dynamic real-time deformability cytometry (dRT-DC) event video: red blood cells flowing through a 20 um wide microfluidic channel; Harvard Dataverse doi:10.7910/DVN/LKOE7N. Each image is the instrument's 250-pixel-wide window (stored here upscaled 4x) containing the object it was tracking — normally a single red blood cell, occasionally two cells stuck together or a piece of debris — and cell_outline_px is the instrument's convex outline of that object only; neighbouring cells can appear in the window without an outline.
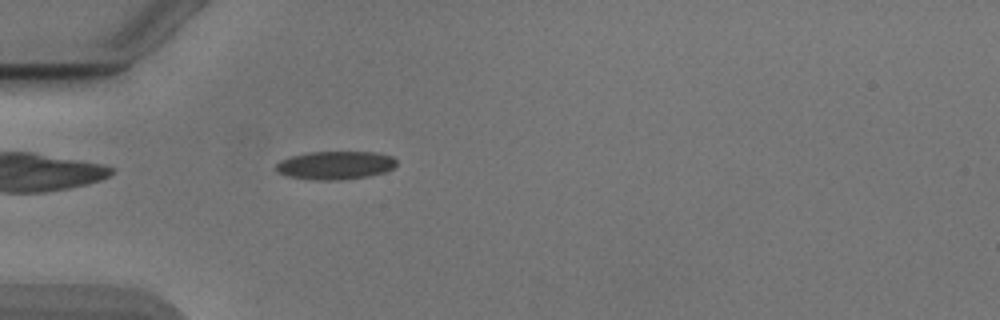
{"species": "Egyptian fruit bat (a non-hibernating species)", "species_latin": "Rousettus aegyptiacus", "temperature_condition": "cold", "stored_images_in_passage": 39, "camera_frame_rate_fps": 3000, "um_per_image_px": 0.085, "animal": {"sex": "male"}, "frame": {"image": 1, "passage_image": 2, "time_ms": 0.333, "image_size_px": [1000, 320], "cell_outline_px": [[396, 164], [392, 168], [384, 172], [368, 176], [340, 180], [316, 180], [288, 176], [276, 172], [276, 164], [280, 160], [292, 156], [308, 152], [376, 152], [392, 156], [396, 160]], "centroid_in_image_um": [28.49, 14.04], "position_along_channel_um": 56.5, "area_um2": 19.83}}
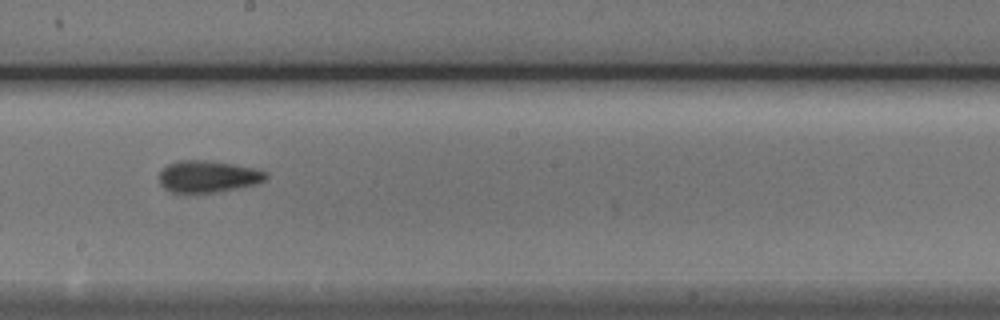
{"frame": {"image": 2, "passage_image": 16, "time_ms": 5.0, "image_size_px": [1000, 320], "cell_outline_px": [[268, 176], [264, 180], [256, 184], [216, 192], [172, 192], [164, 188], [160, 184], [160, 172], [168, 164], [180, 160], [208, 160], [256, 168], [268, 172]], "centroid_in_image_um": [17.7, 14.99], "position_along_channel_um": 230.5, "area_um2": 19.65}}
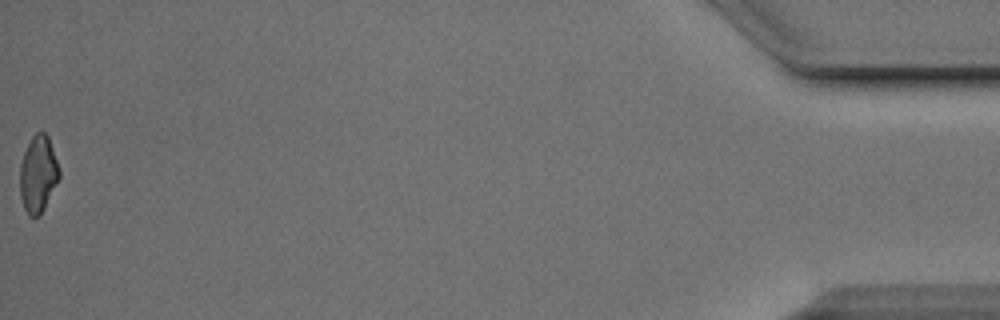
{"frame": {"image": 3, "passage_image": 39, "time_ms": 12.667, "image_size_px": [1000, 320], "cell_outline_px": [[60, 176], [40, 216], [28, 216], [24, 208], [20, 196], [20, 164], [24, 152], [32, 136], [36, 132], [44, 132], [48, 136], [60, 172]], "centroid_in_image_um": [3.22, 14.81], "position_along_channel_um": 432.0, "area_um2": 17.4}, "authors_computed_cell_mechanics": {"area_um2": 19.074, "velocity_mm_per_s": 3.893, "shape_relaxation_time_tau1_ms": 4.1585, "shape_relaxation_time_tau2_ms": 2.5834, "deformation_change_tau1": 0.0971, "deformation_change_tau2": 0.0764}}